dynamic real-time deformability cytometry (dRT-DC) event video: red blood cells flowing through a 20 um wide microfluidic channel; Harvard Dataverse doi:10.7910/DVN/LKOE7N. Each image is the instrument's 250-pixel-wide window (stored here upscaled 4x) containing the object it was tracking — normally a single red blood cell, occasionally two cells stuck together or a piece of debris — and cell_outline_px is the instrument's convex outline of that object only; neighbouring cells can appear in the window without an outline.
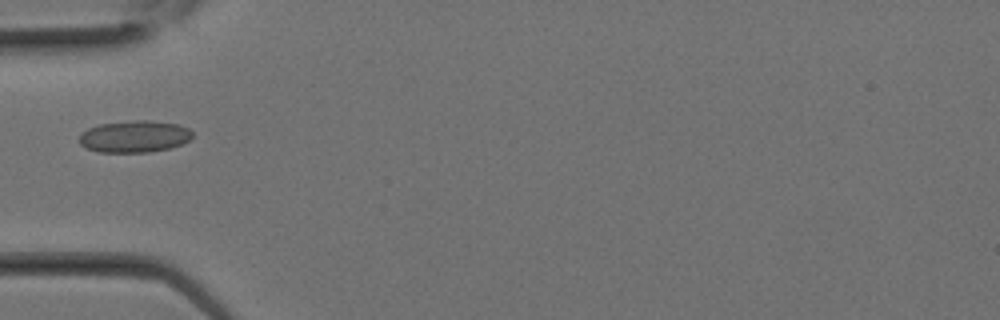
{"species": "Egyptian fruit bat (a non-hibernating species)", "species_latin": "Rousettus aegyptiacus", "temperature_condition": "room temperature", "stored_images_in_passage": 10, "camera_frame_rate_fps": 3000, "um_per_image_px": 0.085, "animal": {"sex": "female"}, "frame": {"image": 1, "passage_image": 9, "time_ms": 2.667, "image_size_px": [1000, 320], "cell_outline_px": [[192, 136], [184, 144], [168, 148], [148, 152], [100, 152], [88, 148], [80, 144], [80, 132], [88, 128], [100, 124], [132, 120], [148, 120], [180, 124], [188, 128], [192, 132]], "centroid_in_image_um": [11.44, 11.59], "position_along_channel_um": 73.6, "area_um2": 21.04}}